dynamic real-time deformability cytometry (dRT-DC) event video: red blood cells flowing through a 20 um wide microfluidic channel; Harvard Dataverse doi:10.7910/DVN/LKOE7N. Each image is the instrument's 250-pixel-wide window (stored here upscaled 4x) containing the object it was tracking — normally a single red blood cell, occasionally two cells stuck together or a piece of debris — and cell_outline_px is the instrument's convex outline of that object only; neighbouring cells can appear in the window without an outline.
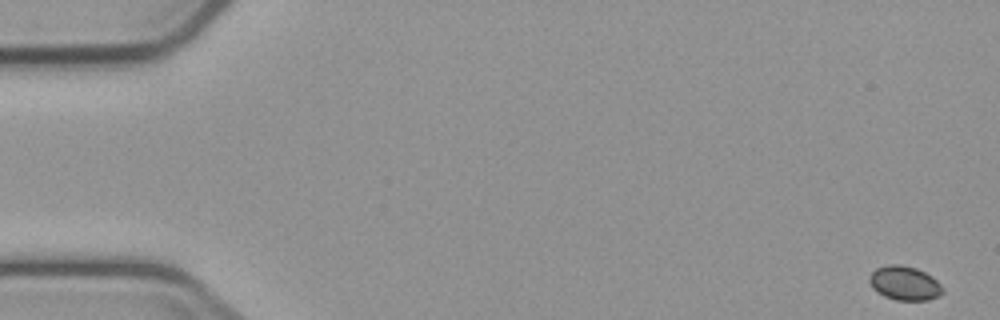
{"species": "common noctule bat (a hibernating species)", "species_latin": "Nyctalus noctula", "temperature_condition": "cold", "stored_images_in_passage": 5, "camera_frame_rate_fps": 3000, "um_per_image_px": 0.085, "animal": {"sex": "male", "body_mass_g": 23.1, "forearm_length_mm": 52.7}, "frame": {"image": 1, "passage_image": 1, "time_ms": 0.0, "image_size_px": [1000, 320], "cell_outline_px": [[944, 292], [940, 296], [928, 300], [896, 300], [884, 296], [876, 292], [872, 288], [868, 280], [868, 276], [876, 268], [888, 264], [900, 264], [916, 268], [932, 276], [944, 288]], "centroid_in_image_um": [76.88, 24.07], "position_along_channel_um": 8.1, "area_um2": 14.8}}